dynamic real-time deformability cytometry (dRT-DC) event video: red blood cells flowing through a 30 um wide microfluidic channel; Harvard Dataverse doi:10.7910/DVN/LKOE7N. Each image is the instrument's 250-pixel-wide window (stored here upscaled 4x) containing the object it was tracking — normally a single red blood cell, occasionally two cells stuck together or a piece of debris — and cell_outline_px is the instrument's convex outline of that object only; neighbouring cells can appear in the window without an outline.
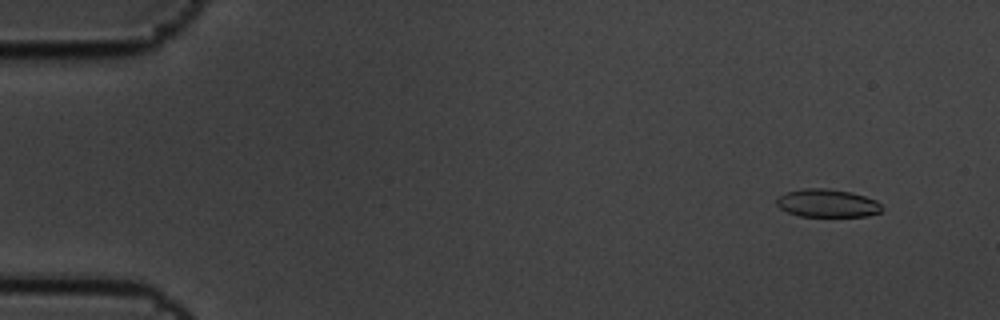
{"species": "common noctule bat (a hibernating species)", "species_latin": "Nyctalus noctula", "temperature_condition": "cold", "stored_images_in_passage": 5, "camera_frame_rate_fps": 3000, "um_per_image_px": 0.085, "animal": {"sex": "male", "body_mass_g": 19.5, "forearm_length_mm": 54.6}, "frame": {"image": 1, "passage_image": 2, "time_ms": 0.333, "image_size_px": [1000, 320], "cell_outline_px": [[884, 208], [880, 212], [868, 216], [800, 216], [788, 212], [780, 208], [776, 204], [776, 200], [780, 196], [788, 192], [800, 188], [828, 188], [852, 192], [876, 200]], "centroid_in_image_um": [70.34, 17.26], "position_along_channel_um": 14.7, "area_um2": 17.22}}